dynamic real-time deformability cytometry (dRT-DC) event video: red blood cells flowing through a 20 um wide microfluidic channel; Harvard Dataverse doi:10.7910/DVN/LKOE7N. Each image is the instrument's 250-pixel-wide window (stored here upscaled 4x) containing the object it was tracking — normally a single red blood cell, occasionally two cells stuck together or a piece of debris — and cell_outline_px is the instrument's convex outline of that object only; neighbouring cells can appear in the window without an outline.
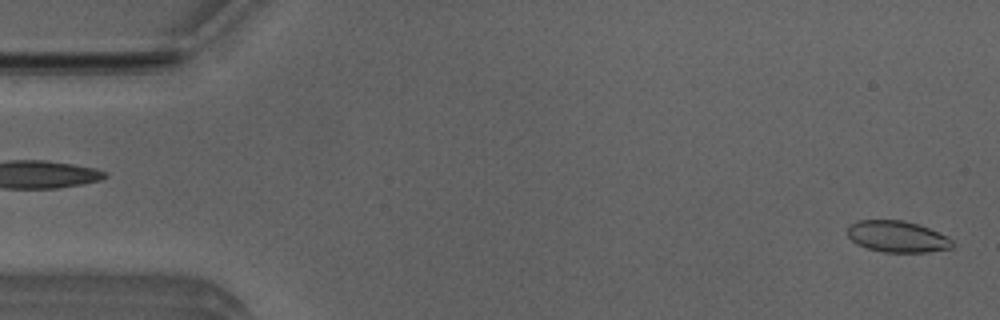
{"species": "Egyptian fruit bat (a non-hibernating species)", "species_latin": "Rousettus aegyptiacus", "temperature_condition": "room temperature", "stored_images_in_passage": 4, "camera_frame_rate_fps": 3000, "um_per_image_px": 0.085, "animal": {"sex": "male"}, "frame": {"image": 1, "passage_image": 4, "time_ms": 1.0, "image_size_px": [1000, 320], "cell_outline_px": [[952, 248], [928, 252], [884, 252], [868, 248], [856, 244], [848, 236], [848, 224], [856, 220], [904, 220], [928, 228], [948, 236], [952, 240]], "centroid_in_image_um": [76.25, 20.1], "position_along_channel_um": 8.8, "area_um2": 19.19}}